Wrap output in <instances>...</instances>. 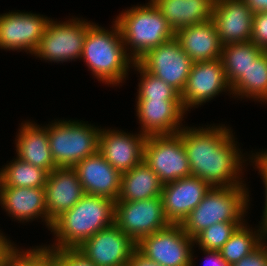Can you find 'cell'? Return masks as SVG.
<instances>
[{
  "label": "cell",
  "instance_id": "cell-11",
  "mask_svg": "<svg viewBox=\"0 0 267 266\" xmlns=\"http://www.w3.org/2000/svg\"><path fill=\"white\" fill-rule=\"evenodd\" d=\"M232 95L221 58L193 62L186 86L180 95L183 109L188 112L213 100L219 94Z\"/></svg>",
  "mask_w": 267,
  "mask_h": 266
},
{
  "label": "cell",
  "instance_id": "cell-38",
  "mask_svg": "<svg viewBox=\"0 0 267 266\" xmlns=\"http://www.w3.org/2000/svg\"><path fill=\"white\" fill-rule=\"evenodd\" d=\"M200 250L206 256L205 266H232L222 257L220 251Z\"/></svg>",
  "mask_w": 267,
  "mask_h": 266
},
{
  "label": "cell",
  "instance_id": "cell-19",
  "mask_svg": "<svg viewBox=\"0 0 267 266\" xmlns=\"http://www.w3.org/2000/svg\"><path fill=\"white\" fill-rule=\"evenodd\" d=\"M212 21L222 46L248 42L251 39L253 12L244 0L216 1Z\"/></svg>",
  "mask_w": 267,
  "mask_h": 266
},
{
  "label": "cell",
  "instance_id": "cell-27",
  "mask_svg": "<svg viewBox=\"0 0 267 266\" xmlns=\"http://www.w3.org/2000/svg\"><path fill=\"white\" fill-rule=\"evenodd\" d=\"M254 228L250 227L249 223L245 221L219 250L229 264L239 262L265 241L267 227L259 221V225Z\"/></svg>",
  "mask_w": 267,
  "mask_h": 266
},
{
  "label": "cell",
  "instance_id": "cell-2",
  "mask_svg": "<svg viewBox=\"0 0 267 266\" xmlns=\"http://www.w3.org/2000/svg\"><path fill=\"white\" fill-rule=\"evenodd\" d=\"M81 59L91 75L108 87L122 86L134 64L125 51L120 27L115 20L109 30L95 22L88 28Z\"/></svg>",
  "mask_w": 267,
  "mask_h": 266
},
{
  "label": "cell",
  "instance_id": "cell-12",
  "mask_svg": "<svg viewBox=\"0 0 267 266\" xmlns=\"http://www.w3.org/2000/svg\"><path fill=\"white\" fill-rule=\"evenodd\" d=\"M137 62L147 72L169 84L180 95L186 86L193 64L175 37L151 49Z\"/></svg>",
  "mask_w": 267,
  "mask_h": 266
},
{
  "label": "cell",
  "instance_id": "cell-15",
  "mask_svg": "<svg viewBox=\"0 0 267 266\" xmlns=\"http://www.w3.org/2000/svg\"><path fill=\"white\" fill-rule=\"evenodd\" d=\"M147 136L138 132L102 128L99 134V152L120 174L143 161Z\"/></svg>",
  "mask_w": 267,
  "mask_h": 266
},
{
  "label": "cell",
  "instance_id": "cell-22",
  "mask_svg": "<svg viewBox=\"0 0 267 266\" xmlns=\"http://www.w3.org/2000/svg\"><path fill=\"white\" fill-rule=\"evenodd\" d=\"M19 127L14 140L16 157L44 169L48 174L52 172L57 166L49 147L47 124L41 126L26 120Z\"/></svg>",
  "mask_w": 267,
  "mask_h": 266
},
{
  "label": "cell",
  "instance_id": "cell-1",
  "mask_svg": "<svg viewBox=\"0 0 267 266\" xmlns=\"http://www.w3.org/2000/svg\"><path fill=\"white\" fill-rule=\"evenodd\" d=\"M205 126L185 125L178 132L183 140L191 175L201 178L211 187L247 185L242 176L251 155L248 152L243 154L231 127L225 124L216 126L215 123Z\"/></svg>",
  "mask_w": 267,
  "mask_h": 266
},
{
  "label": "cell",
  "instance_id": "cell-37",
  "mask_svg": "<svg viewBox=\"0 0 267 266\" xmlns=\"http://www.w3.org/2000/svg\"><path fill=\"white\" fill-rule=\"evenodd\" d=\"M33 266H54V262L48 257V249L44 245L33 247Z\"/></svg>",
  "mask_w": 267,
  "mask_h": 266
},
{
  "label": "cell",
  "instance_id": "cell-7",
  "mask_svg": "<svg viewBox=\"0 0 267 266\" xmlns=\"http://www.w3.org/2000/svg\"><path fill=\"white\" fill-rule=\"evenodd\" d=\"M66 21L51 19L33 55L45 62L63 63L81 60L88 28L94 23L73 17Z\"/></svg>",
  "mask_w": 267,
  "mask_h": 266
},
{
  "label": "cell",
  "instance_id": "cell-34",
  "mask_svg": "<svg viewBox=\"0 0 267 266\" xmlns=\"http://www.w3.org/2000/svg\"><path fill=\"white\" fill-rule=\"evenodd\" d=\"M16 244L4 256L1 266H33V246L21 249Z\"/></svg>",
  "mask_w": 267,
  "mask_h": 266
},
{
  "label": "cell",
  "instance_id": "cell-23",
  "mask_svg": "<svg viewBox=\"0 0 267 266\" xmlns=\"http://www.w3.org/2000/svg\"><path fill=\"white\" fill-rule=\"evenodd\" d=\"M175 38L193 62L221 58L222 44L212 20L182 28Z\"/></svg>",
  "mask_w": 267,
  "mask_h": 266
},
{
  "label": "cell",
  "instance_id": "cell-26",
  "mask_svg": "<svg viewBox=\"0 0 267 266\" xmlns=\"http://www.w3.org/2000/svg\"><path fill=\"white\" fill-rule=\"evenodd\" d=\"M232 96L267 104V51H263L232 86Z\"/></svg>",
  "mask_w": 267,
  "mask_h": 266
},
{
  "label": "cell",
  "instance_id": "cell-28",
  "mask_svg": "<svg viewBox=\"0 0 267 266\" xmlns=\"http://www.w3.org/2000/svg\"><path fill=\"white\" fill-rule=\"evenodd\" d=\"M263 51L251 41L222 46L221 60L230 86L246 73L250 65Z\"/></svg>",
  "mask_w": 267,
  "mask_h": 266
},
{
  "label": "cell",
  "instance_id": "cell-41",
  "mask_svg": "<svg viewBox=\"0 0 267 266\" xmlns=\"http://www.w3.org/2000/svg\"><path fill=\"white\" fill-rule=\"evenodd\" d=\"M253 13L267 12V0H244Z\"/></svg>",
  "mask_w": 267,
  "mask_h": 266
},
{
  "label": "cell",
  "instance_id": "cell-32",
  "mask_svg": "<svg viewBox=\"0 0 267 266\" xmlns=\"http://www.w3.org/2000/svg\"><path fill=\"white\" fill-rule=\"evenodd\" d=\"M48 257L54 266H96L77 248L48 249Z\"/></svg>",
  "mask_w": 267,
  "mask_h": 266
},
{
  "label": "cell",
  "instance_id": "cell-35",
  "mask_svg": "<svg viewBox=\"0 0 267 266\" xmlns=\"http://www.w3.org/2000/svg\"><path fill=\"white\" fill-rule=\"evenodd\" d=\"M248 154H251V161H249V164L251 163L250 166L254 165L255 170L258 169L257 171H259L258 173H260L258 175H260V178L262 179L261 182L264 185L263 190H265V205L262 211L263 214L261 216L260 222L267 227V161L258 152L253 153V151H251V153Z\"/></svg>",
  "mask_w": 267,
  "mask_h": 266
},
{
  "label": "cell",
  "instance_id": "cell-40",
  "mask_svg": "<svg viewBox=\"0 0 267 266\" xmlns=\"http://www.w3.org/2000/svg\"><path fill=\"white\" fill-rule=\"evenodd\" d=\"M8 236L3 234L0 230V266L4 256L14 247L15 243L7 238Z\"/></svg>",
  "mask_w": 267,
  "mask_h": 266
},
{
  "label": "cell",
  "instance_id": "cell-39",
  "mask_svg": "<svg viewBox=\"0 0 267 266\" xmlns=\"http://www.w3.org/2000/svg\"><path fill=\"white\" fill-rule=\"evenodd\" d=\"M127 266H161L155 263L153 260L148 259L137 249H135L129 259Z\"/></svg>",
  "mask_w": 267,
  "mask_h": 266
},
{
  "label": "cell",
  "instance_id": "cell-16",
  "mask_svg": "<svg viewBox=\"0 0 267 266\" xmlns=\"http://www.w3.org/2000/svg\"><path fill=\"white\" fill-rule=\"evenodd\" d=\"M210 189L211 186L206 181L194 175L164 184L161 198L169 223L182 224Z\"/></svg>",
  "mask_w": 267,
  "mask_h": 266
},
{
  "label": "cell",
  "instance_id": "cell-20",
  "mask_svg": "<svg viewBox=\"0 0 267 266\" xmlns=\"http://www.w3.org/2000/svg\"><path fill=\"white\" fill-rule=\"evenodd\" d=\"M84 193L116 201L120 193L121 174L98 151L74 167Z\"/></svg>",
  "mask_w": 267,
  "mask_h": 266
},
{
  "label": "cell",
  "instance_id": "cell-29",
  "mask_svg": "<svg viewBox=\"0 0 267 266\" xmlns=\"http://www.w3.org/2000/svg\"><path fill=\"white\" fill-rule=\"evenodd\" d=\"M48 173L19 158H13L0 169V185L44 188Z\"/></svg>",
  "mask_w": 267,
  "mask_h": 266
},
{
  "label": "cell",
  "instance_id": "cell-10",
  "mask_svg": "<svg viewBox=\"0 0 267 266\" xmlns=\"http://www.w3.org/2000/svg\"><path fill=\"white\" fill-rule=\"evenodd\" d=\"M114 223L135 243L170 225L161 197L139 201H115Z\"/></svg>",
  "mask_w": 267,
  "mask_h": 266
},
{
  "label": "cell",
  "instance_id": "cell-14",
  "mask_svg": "<svg viewBox=\"0 0 267 266\" xmlns=\"http://www.w3.org/2000/svg\"><path fill=\"white\" fill-rule=\"evenodd\" d=\"M77 249L96 266H127L136 243L113 223L86 239Z\"/></svg>",
  "mask_w": 267,
  "mask_h": 266
},
{
  "label": "cell",
  "instance_id": "cell-30",
  "mask_svg": "<svg viewBox=\"0 0 267 266\" xmlns=\"http://www.w3.org/2000/svg\"><path fill=\"white\" fill-rule=\"evenodd\" d=\"M133 68L137 75L140 74L136 100H180V94L174 88L147 72L138 62H134Z\"/></svg>",
  "mask_w": 267,
  "mask_h": 266
},
{
  "label": "cell",
  "instance_id": "cell-13",
  "mask_svg": "<svg viewBox=\"0 0 267 266\" xmlns=\"http://www.w3.org/2000/svg\"><path fill=\"white\" fill-rule=\"evenodd\" d=\"M51 19L20 10L0 14V49L33 55Z\"/></svg>",
  "mask_w": 267,
  "mask_h": 266
},
{
  "label": "cell",
  "instance_id": "cell-5",
  "mask_svg": "<svg viewBox=\"0 0 267 266\" xmlns=\"http://www.w3.org/2000/svg\"><path fill=\"white\" fill-rule=\"evenodd\" d=\"M249 192L246 185L211 187L199 205L182 222L185 233L194 239L215 223H244L252 199Z\"/></svg>",
  "mask_w": 267,
  "mask_h": 266
},
{
  "label": "cell",
  "instance_id": "cell-25",
  "mask_svg": "<svg viewBox=\"0 0 267 266\" xmlns=\"http://www.w3.org/2000/svg\"><path fill=\"white\" fill-rule=\"evenodd\" d=\"M163 184L158 175L143 160L131 170L121 174L119 201H139L161 197Z\"/></svg>",
  "mask_w": 267,
  "mask_h": 266
},
{
  "label": "cell",
  "instance_id": "cell-24",
  "mask_svg": "<svg viewBox=\"0 0 267 266\" xmlns=\"http://www.w3.org/2000/svg\"><path fill=\"white\" fill-rule=\"evenodd\" d=\"M174 32L212 20L214 0H151Z\"/></svg>",
  "mask_w": 267,
  "mask_h": 266
},
{
  "label": "cell",
  "instance_id": "cell-3",
  "mask_svg": "<svg viewBox=\"0 0 267 266\" xmlns=\"http://www.w3.org/2000/svg\"><path fill=\"white\" fill-rule=\"evenodd\" d=\"M115 201L85 194L51 226L54 243L47 249L78 248L86 239L114 223Z\"/></svg>",
  "mask_w": 267,
  "mask_h": 266
},
{
  "label": "cell",
  "instance_id": "cell-4",
  "mask_svg": "<svg viewBox=\"0 0 267 266\" xmlns=\"http://www.w3.org/2000/svg\"><path fill=\"white\" fill-rule=\"evenodd\" d=\"M114 20L120 27L125 51L134 62L175 37L166 18L151 0L121 11Z\"/></svg>",
  "mask_w": 267,
  "mask_h": 266
},
{
  "label": "cell",
  "instance_id": "cell-17",
  "mask_svg": "<svg viewBox=\"0 0 267 266\" xmlns=\"http://www.w3.org/2000/svg\"><path fill=\"white\" fill-rule=\"evenodd\" d=\"M135 111L139 132L145 136L176 134L187 115L181 100H136Z\"/></svg>",
  "mask_w": 267,
  "mask_h": 266
},
{
  "label": "cell",
  "instance_id": "cell-21",
  "mask_svg": "<svg viewBox=\"0 0 267 266\" xmlns=\"http://www.w3.org/2000/svg\"><path fill=\"white\" fill-rule=\"evenodd\" d=\"M0 206L18 223L41 219L48 228L44 188L0 185Z\"/></svg>",
  "mask_w": 267,
  "mask_h": 266
},
{
  "label": "cell",
  "instance_id": "cell-33",
  "mask_svg": "<svg viewBox=\"0 0 267 266\" xmlns=\"http://www.w3.org/2000/svg\"><path fill=\"white\" fill-rule=\"evenodd\" d=\"M250 41L267 51V12L253 13Z\"/></svg>",
  "mask_w": 267,
  "mask_h": 266
},
{
  "label": "cell",
  "instance_id": "cell-42",
  "mask_svg": "<svg viewBox=\"0 0 267 266\" xmlns=\"http://www.w3.org/2000/svg\"><path fill=\"white\" fill-rule=\"evenodd\" d=\"M267 161V149L258 152Z\"/></svg>",
  "mask_w": 267,
  "mask_h": 266
},
{
  "label": "cell",
  "instance_id": "cell-8",
  "mask_svg": "<svg viewBox=\"0 0 267 266\" xmlns=\"http://www.w3.org/2000/svg\"><path fill=\"white\" fill-rule=\"evenodd\" d=\"M194 245V239L185 233L181 224H170L142 237L136 249L161 266H195Z\"/></svg>",
  "mask_w": 267,
  "mask_h": 266
},
{
  "label": "cell",
  "instance_id": "cell-36",
  "mask_svg": "<svg viewBox=\"0 0 267 266\" xmlns=\"http://www.w3.org/2000/svg\"><path fill=\"white\" fill-rule=\"evenodd\" d=\"M232 266H267V237L256 250Z\"/></svg>",
  "mask_w": 267,
  "mask_h": 266
},
{
  "label": "cell",
  "instance_id": "cell-18",
  "mask_svg": "<svg viewBox=\"0 0 267 266\" xmlns=\"http://www.w3.org/2000/svg\"><path fill=\"white\" fill-rule=\"evenodd\" d=\"M44 190L50 231L52 223L70 210L85 193L73 167H56L48 174Z\"/></svg>",
  "mask_w": 267,
  "mask_h": 266
},
{
  "label": "cell",
  "instance_id": "cell-9",
  "mask_svg": "<svg viewBox=\"0 0 267 266\" xmlns=\"http://www.w3.org/2000/svg\"><path fill=\"white\" fill-rule=\"evenodd\" d=\"M143 160L163 185L191 175L183 140L178 133L147 136Z\"/></svg>",
  "mask_w": 267,
  "mask_h": 266
},
{
  "label": "cell",
  "instance_id": "cell-6",
  "mask_svg": "<svg viewBox=\"0 0 267 266\" xmlns=\"http://www.w3.org/2000/svg\"><path fill=\"white\" fill-rule=\"evenodd\" d=\"M51 122L47 125V132L52 158L57 167H74L99 151L100 126L95 127L88 121L78 119H56Z\"/></svg>",
  "mask_w": 267,
  "mask_h": 266
},
{
  "label": "cell",
  "instance_id": "cell-31",
  "mask_svg": "<svg viewBox=\"0 0 267 266\" xmlns=\"http://www.w3.org/2000/svg\"><path fill=\"white\" fill-rule=\"evenodd\" d=\"M243 223L220 222L207 227L194 238L198 249L219 251Z\"/></svg>",
  "mask_w": 267,
  "mask_h": 266
}]
</instances>
